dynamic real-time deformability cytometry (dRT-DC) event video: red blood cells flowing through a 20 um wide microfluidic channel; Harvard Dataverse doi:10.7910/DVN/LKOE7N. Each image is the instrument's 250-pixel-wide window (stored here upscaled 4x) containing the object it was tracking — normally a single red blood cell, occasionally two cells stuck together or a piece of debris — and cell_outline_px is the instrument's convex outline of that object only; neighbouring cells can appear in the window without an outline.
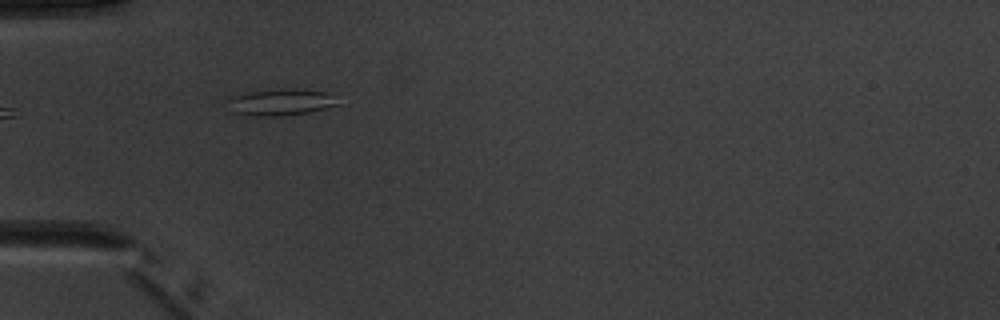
{"species": "common noctule bat (a hibernating species)", "species_latin": "Nyctalus noctula", "temperature_condition": "warm", "stored_images_in_passage": 6, "camera_frame_rate_fps": 3000, "um_per_image_px": 0.085, "animal": {"sex": "male", "body_mass_g": 20.1, "forearm_length_mm": 53.5}, "frame": {"image": 1, "passage_image": 5, "time_ms": 4.667, "image_size_px": [1000, 320], "cell_outline_px": [[340, 104], [308, 112], [284, 116], [252, 116], [232, 112], [224, 100], [232, 96], [248, 92], [280, 88], [292, 88], [328, 92]], "centroid_in_image_um": [23.79, 8.68], "position_along_channel_um": 61.2, "area_um2": 17.28}}
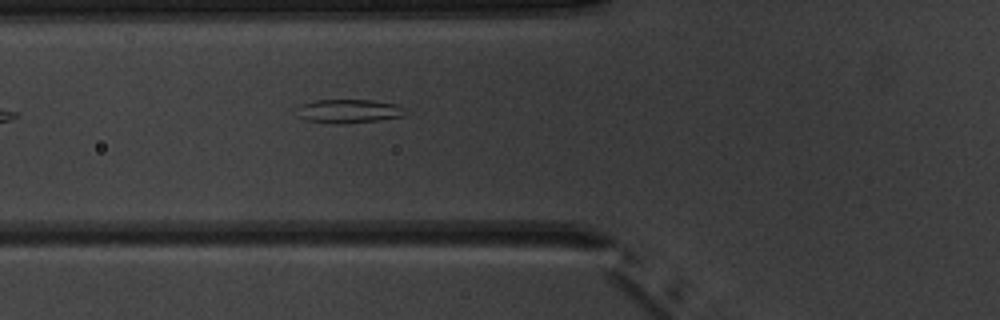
{"frame": {"image": 2, "passage_image": 6, "time_ms": 5.667, "image_size_px": [1000, 320], "cell_outline_px": [[404, 116], [376, 120], [344, 124], [336, 124], [304, 120], [292, 108], [300, 104], [312, 100], [372, 100], [396, 104], [404, 108]], "centroid_in_image_um": [29.54, 9.44], "position_along_channel_um": 96.3, "area_um2": 15.2}}